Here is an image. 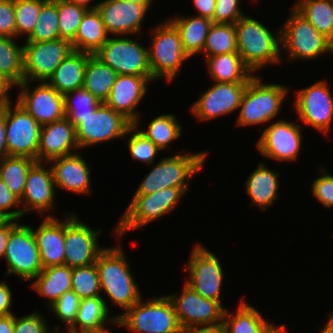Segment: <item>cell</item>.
Masks as SVG:
<instances>
[{"label": "cell", "mask_w": 333, "mask_h": 333, "mask_svg": "<svg viewBox=\"0 0 333 333\" xmlns=\"http://www.w3.org/2000/svg\"><path fill=\"white\" fill-rule=\"evenodd\" d=\"M96 268L100 287L116 304L126 311L141 299V291L131 274L120 246L105 248L97 257Z\"/></svg>", "instance_id": "cell-1"}, {"label": "cell", "mask_w": 333, "mask_h": 333, "mask_svg": "<svg viewBox=\"0 0 333 333\" xmlns=\"http://www.w3.org/2000/svg\"><path fill=\"white\" fill-rule=\"evenodd\" d=\"M235 30L238 54L252 72L281 62V29L274 36L265 25L245 15L235 23Z\"/></svg>", "instance_id": "cell-2"}, {"label": "cell", "mask_w": 333, "mask_h": 333, "mask_svg": "<svg viewBox=\"0 0 333 333\" xmlns=\"http://www.w3.org/2000/svg\"><path fill=\"white\" fill-rule=\"evenodd\" d=\"M207 152L179 154L168 156L153 165L138 186L134 195H149L167 187L182 188L188 191V182L196 172H199L205 162Z\"/></svg>", "instance_id": "cell-3"}, {"label": "cell", "mask_w": 333, "mask_h": 333, "mask_svg": "<svg viewBox=\"0 0 333 333\" xmlns=\"http://www.w3.org/2000/svg\"><path fill=\"white\" fill-rule=\"evenodd\" d=\"M116 318V325L135 333H178L181 327L168 295L147 302L140 299Z\"/></svg>", "instance_id": "cell-4"}, {"label": "cell", "mask_w": 333, "mask_h": 333, "mask_svg": "<svg viewBox=\"0 0 333 333\" xmlns=\"http://www.w3.org/2000/svg\"><path fill=\"white\" fill-rule=\"evenodd\" d=\"M259 76H253L246 87L237 125L249 126L271 121L281 110V103L288 94V88L282 84H264Z\"/></svg>", "instance_id": "cell-5"}, {"label": "cell", "mask_w": 333, "mask_h": 333, "mask_svg": "<svg viewBox=\"0 0 333 333\" xmlns=\"http://www.w3.org/2000/svg\"><path fill=\"white\" fill-rule=\"evenodd\" d=\"M153 36L148 49L152 78H164L170 82L178 76L180 66L190 57L183 49L178 29L170 20L155 27Z\"/></svg>", "instance_id": "cell-6"}, {"label": "cell", "mask_w": 333, "mask_h": 333, "mask_svg": "<svg viewBox=\"0 0 333 333\" xmlns=\"http://www.w3.org/2000/svg\"><path fill=\"white\" fill-rule=\"evenodd\" d=\"M290 17L281 30V49L287 50L290 60L316 59L332 49L329 39L317 29L294 7Z\"/></svg>", "instance_id": "cell-7"}, {"label": "cell", "mask_w": 333, "mask_h": 333, "mask_svg": "<svg viewBox=\"0 0 333 333\" xmlns=\"http://www.w3.org/2000/svg\"><path fill=\"white\" fill-rule=\"evenodd\" d=\"M184 194L182 188L167 187L149 195H134L114 229L115 233L121 236L171 212Z\"/></svg>", "instance_id": "cell-8"}, {"label": "cell", "mask_w": 333, "mask_h": 333, "mask_svg": "<svg viewBox=\"0 0 333 333\" xmlns=\"http://www.w3.org/2000/svg\"><path fill=\"white\" fill-rule=\"evenodd\" d=\"M5 102L6 146L8 156L37 161L41 125L18 103ZM13 108V109H12Z\"/></svg>", "instance_id": "cell-9"}, {"label": "cell", "mask_w": 333, "mask_h": 333, "mask_svg": "<svg viewBox=\"0 0 333 333\" xmlns=\"http://www.w3.org/2000/svg\"><path fill=\"white\" fill-rule=\"evenodd\" d=\"M132 125L123 115L101 103L92 114L79 117V123L75 126L79 148L81 150L114 138H124Z\"/></svg>", "instance_id": "cell-10"}, {"label": "cell", "mask_w": 333, "mask_h": 333, "mask_svg": "<svg viewBox=\"0 0 333 333\" xmlns=\"http://www.w3.org/2000/svg\"><path fill=\"white\" fill-rule=\"evenodd\" d=\"M8 270L22 280H33L42 270L40 254L31 226L19 223L10 231L5 256Z\"/></svg>", "instance_id": "cell-11"}, {"label": "cell", "mask_w": 333, "mask_h": 333, "mask_svg": "<svg viewBox=\"0 0 333 333\" xmlns=\"http://www.w3.org/2000/svg\"><path fill=\"white\" fill-rule=\"evenodd\" d=\"M94 55L118 75L152 76L148 49L132 38H108Z\"/></svg>", "instance_id": "cell-12"}, {"label": "cell", "mask_w": 333, "mask_h": 333, "mask_svg": "<svg viewBox=\"0 0 333 333\" xmlns=\"http://www.w3.org/2000/svg\"><path fill=\"white\" fill-rule=\"evenodd\" d=\"M74 51L67 39L25 42L23 45L24 80L47 82L57 66Z\"/></svg>", "instance_id": "cell-13"}, {"label": "cell", "mask_w": 333, "mask_h": 333, "mask_svg": "<svg viewBox=\"0 0 333 333\" xmlns=\"http://www.w3.org/2000/svg\"><path fill=\"white\" fill-rule=\"evenodd\" d=\"M65 217V261L70 268L84 267L96 263L98 255L105 249L100 248L97 238L101 230L96 231L84 224L75 214Z\"/></svg>", "instance_id": "cell-14"}, {"label": "cell", "mask_w": 333, "mask_h": 333, "mask_svg": "<svg viewBox=\"0 0 333 333\" xmlns=\"http://www.w3.org/2000/svg\"><path fill=\"white\" fill-rule=\"evenodd\" d=\"M192 250L187 264L190 279L186 284L202 297L220 303L223 271L218 258L203 245Z\"/></svg>", "instance_id": "cell-15"}, {"label": "cell", "mask_w": 333, "mask_h": 333, "mask_svg": "<svg viewBox=\"0 0 333 333\" xmlns=\"http://www.w3.org/2000/svg\"><path fill=\"white\" fill-rule=\"evenodd\" d=\"M328 86L323 80L301 89L294 103L298 118L324 134L328 133L333 119V97Z\"/></svg>", "instance_id": "cell-16"}, {"label": "cell", "mask_w": 333, "mask_h": 333, "mask_svg": "<svg viewBox=\"0 0 333 333\" xmlns=\"http://www.w3.org/2000/svg\"><path fill=\"white\" fill-rule=\"evenodd\" d=\"M180 297L168 295L173 303L180 326L223 324L224 306L215 300H209L186 283Z\"/></svg>", "instance_id": "cell-17"}, {"label": "cell", "mask_w": 333, "mask_h": 333, "mask_svg": "<svg viewBox=\"0 0 333 333\" xmlns=\"http://www.w3.org/2000/svg\"><path fill=\"white\" fill-rule=\"evenodd\" d=\"M301 124L279 120L262 131L257 142L261 155L277 161H293L302 145Z\"/></svg>", "instance_id": "cell-18"}, {"label": "cell", "mask_w": 333, "mask_h": 333, "mask_svg": "<svg viewBox=\"0 0 333 333\" xmlns=\"http://www.w3.org/2000/svg\"><path fill=\"white\" fill-rule=\"evenodd\" d=\"M29 81L18 85L21 91L17 103L21 105L41 126L65 117L64 96L47 82H41L30 90Z\"/></svg>", "instance_id": "cell-19"}, {"label": "cell", "mask_w": 333, "mask_h": 333, "mask_svg": "<svg viewBox=\"0 0 333 333\" xmlns=\"http://www.w3.org/2000/svg\"><path fill=\"white\" fill-rule=\"evenodd\" d=\"M248 82L214 84L191 106L200 120H211L239 109Z\"/></svg>", "instance_id": "cell-20"}, {"label": "cell", "mask_w": 333, "mask_h": 333, "mask_svg": "<svg viewBox=\"0 0 333 333\" xmlns=\"http://www.w3.org/2000/svg\"><path fill=\"white\" fill-rule=\"evenodd\" d=\"M97 11L108 33L113 35L138 34L148 8L125 0H103Z\"/></svg>", "instance_id": "cell-21"}, {"label": "cell", "mask_w": 333, "mask_h": 333, "mask_svg": "<svg viewBox=\"0 0 333 333\" xmlns=\"http://www.w3.org/2000/svg\"><path fill=\"white\" fill-rule=\"evenodd\" d=\"M151 81H155L152 76L117 75L105 104L138 127L140 116L135 109Z\"/></svg>", "instance_id": "cell-22"}, {"label": "cell", "mask_w": 333, "mask_h": 333, "mask_svg": "<svg viewBox=\"0 0 333 333\" xmlns=\"http://www.w3.org/2000/svg\"><path fill=\"white\" fill-rule=\"evenodd\" d=\"M46 169L43 162H36L28 171L25 189L20 204H24L22 214L31 210L42 213L43 216L49 209H54L55 183L51 167ZM22 202V203H21ZM27 206V207H26Z\"/></svg>", "instance_id": "cell-23"}, {"label": "cell", "mask_w": 333, "mask_h": 333, "mask_svg": "<svg viewBox=\"0 0 333 333\" xmlns=\"http://www.w3.org/2000/svg\"><path fill=\"white\" fill-rule=\"evenodd\" d=\"M75 126L67 117L41 126L37 162H49L52 159L74 154L78 149Z\"/></svg>", "instance_id": "cell-24"}, {"label": "cell", "mask_w": 333, "mask_h": 333, "mask_svg": "<svg viewBox=\"0 0 333 333\" xmlns=\"http://www.w3.org/2000/svg\"><path fill=\"white\" fill-rule=\"evenodd\" d=\"M51 162V163H50ZM54 164H53V163ZM56 187L77 194H90V169L77 152L49 161ZM53 164V165H52Z\"/></svg>", "instance_id": "cell-25"}, {"label": "cell", "mask_w": 333, "mask_h": 333, "mask_svg": "<svg viewBox=\"0 0 333 333\" xmlns=\"http://www.w3.org/2000/svg\"><path fill=\"white\" fill-rule=\"evenodd\" d=\"M43 269L64 265L65 261V219L46 216L37 230H33Z\"/></svg>", "instance_id": "cell-26"}, {"label": "cell", "mask_w": 333, "mask_h": 333, "mask_svg": "<svg viewBox=\"0 0 333 333\" xmlns=\"http://www.w3.org/2000/svg\"><path fill=\"white\" fill-rule=\"evenodd\" d=\"M91 55L74 50L57 66L47 83L63 95L83 88L85 68Z\"/></svg>", "instance_id": "cell-27"}, {"label": "cell", "mask_w": 333, "mask_h": 333, "mask_svg": "<svg viewBox=\"0 0 333 333\" xmlns=\"http://www.w3.org/2000/svg\"><path fill=\"white\" fill-rule=\"evenodd\" d=\"M109 312V305L102 296L81 299L76 320L70 329L78 333L105 332L108 330L106 323L117 324L116 316L110 317Z\"/></svg>", "instance_id": "cell-28"}, {"label": "cell", "mask_w": 333, "mask_h": 333, "mask_svg": "<svg viewBox=\"0 0 333 333\" xmlns=\"http://www.w3.org/2000/svg\"><path fill=\"white\" fill-rule=\"evenodd\" d=\"M206 64L211 78L219 83L249 82L254 76L238 52L207 56Z\"/></svg>", "instance_id": "cell-29"}, {"label": "cell", "mask_w": 333, "mask_h": 333, "mask_svg": "<svg viewBox=\"0 0 333 333\" xmlns=\"http://www.w3.org/2000/svg\"><path fill=\"white\" fill-rule=\"evenodd\" d=\"M108 34L97 9L87 10L71 43L74 50L94 55L108 40Z\"/></svg>", "instance_id": "cell-30"}, {"label": "cell", "mask_w": 333, "mask_h": 333, "mask_svg": "<svg viewBox=\"0 0 333 333\" xmlns=\"http://www.w3.org/2000/svg\"><path fill=\"white\" fill-rule=\"evenodd\" d=\"M279 173H275L271 169L266 168L263 162L246 180V192L252 199V205H257L266 210L278 198V181Z\"/></svg>", "instance_id": "cell-31"}, {"label": "cell", "mask_w": 333, "mask_h": 333, "mask_svg": "<svg viewBox=\"0 0 333 333\" xmlns=\"http://www.w3.org/2000/svg\"><path fill=\"white\" fill-rule=\"evenodd\" d=\"M232 314L225 309L223 316L224 333H267L274 325L244 300Z\"/></svg>", "instance_id": "cell-32"}, {"label": "cell", "mask_w": 333, "mask_h": 333, "mask_svg": "<svg viewBox=\"0 0 333 333\" xmlns=\"http://www.w3.org/2000/svg\"><path fill=\"white\" fill-rule=\"evenodd\" d=\"M72 268L57 265L44 268L33 280L32 288L52 305L66 291L72 290Z\"/></svg>", "instance_id": "cell-33"}, {"label": "cell", "mask_w": 333, "mask_h": 333, "mask_svg": "<svg viewBox=\"0 0 333 333\" xmlns=\"http://www.w3.org/2000/svg\"><path fill=\"white\" fill-rule=\"evenodd\" d=\"M169 20L178 29L184 51L191 58L193 55L203 53L207 34L213 24L207 17H177Z\"/></svg>", "instance_id": "cell-34"}, {"label": "cell", "mask_w": 333, "mask_h": 333, "mask_svg": "<svg viewBox=\"0 0 333 333\" xmlns=\"http://www.w3.org/2000/svg\"><path fill=\"white\" fill-rule=\"evenodd\" d=\"M117 75L109 65L104 64L95 55H91L85 68L83 88L101 103H105Z\"/></svg>", "instance_id": "cell-35"}, {"label": "cell", "mask_w": 333, "mask_h": 333, "mask_svg": "<svg viewBox=\"0 0 333 333\" xmlns=\"http://www.w3.org/2000/svg\"><path fill=\"white\" fill-rule=\"evenodd\" d=\"M294 8L329 40L333 35V0H297Z\"/></svg>", "instance_id": "cell-36"}, {"label": "cell", "mask_w": 333, "mask_h": 333, "mask_svg": "<svg viewBox=\"0 0 333 333\" xmlns=\"http://www.w3.org/2000/svg\"><path fill=\"white\" fill-rule=\"evenodd\" d=\"M13 39L0 35V74L18 86L24 81L23 46Z\"/></svg>", "instance_id": "cell-37"}, {"label": "cell", "mask_w": 333, "mask_h": 333, "mask_svg": "<svg viewBox=\"0 0 333 333\" xmlns=\"http://www.w3.org/2000/svg\"><path fill=\"white\" fill-rule=\"evenodd\" d=\"M28 157L7 156L0 161V178L19 199L25 189L29 169L36 163Z\"/></svg>", "instance_id": "cell-38"}, {"label": "cell", "mask_w": 333, "mask_h": 333, "mask_svg": "<svg viewBox=\"0 0 333 333\" xmlns=\"http://www.w3.org/2000/svg\"><path fill=\"white\" fill-rule=\"evenodd\" d=\"M138 130L160 150L166 149L182 133V127L173 114H162L149 123L147 130Z\"/></svg>", "instance_id": "cell-39"}, {"label": "cell", "mask_w": 333, "mask_h": 333, "mask_svg": "<svg viewBox=\"0 0 333 333\" xmlns=\"http://www.w3.org/2000/svg\"><path fill=\"white\" fill-rule=\"evenodd\" d=\"M59 38L58 0H47L41 6L34 31L25 42H43Z\"/></svg>", "instance_id": "cell-40"}, {"label": "cell", "mask_w": 333, "mask_h": 333, "mask_svg": "<svg viewBox=\"0 0 333 333\" xmlns=\"http://www.w3.org/2000/svg\"><path fill=\"white\" fill-rule=\"evenodd\" d=\"M205 56L237 51L235 24L213 23L203 49Z\"/></svg>", "instance_id": "cell-41"}, {"label": "cell", "mask_w": 333, "mask_h": 333, "mask_svg": "<svg viewBox=\"0 0 333 333\" xmlns=\"http://www.w3.org/2000/svg\"><path fill=\"white\" fill-rule=\"evenodd\" d=\"M63 96L65 117H67L74 126L79 123V117H86L92 114L101 104L95 96L84 88L65 93Z\"/></svg>", "instance_id": "cell-42"}, {"label": "cell", "mask_w": 333, "mask_h": 333, "mask_svg": "<svg viewBox=\"0 0 333 333\" xmlns=\"http://www.w3.org/2000/svg\"><path fill=\"white\" fill-rule=\"evenodd\" d=\"M72 290L80 299L100 296L101 287L96 264L72 268Z\"/></svg>", "instance_id": "cell-43"}, {"label": "cell", "mask_w": 333, "mask_h": 333, "mask_svg": "<svg viewBox=\"0 0 333 333\" xmlns=\"http://www.w3.org/2000/svg\"><path fill=\"white\" fill-rule=\"evenodd\" d=\"M46 1L47 0H14L16 36L25 34L28 38L31 35L40 15L41 6Z\"/></svg>", "instance_id": "cell-44"}, {"label": "cell", "mask_w": 333, "mask_h": 333, "mask_svg": "<svg viewBox=\"0 0 333 333\" xmlns=\"http://www.w3.org/2000/svg\"><path fill=\"white\" fill-rule=\"evenodd\" d=\"M86 11V8L71 3L68 0H58L60 38L67 39L70 42L75 38Z\"/></svg>", "instance_id": "cell-45"}, {"label": "cell", "mask_w": 333, "mask_h": 333, "mask_svg": "<svg viewBox=\"0 0 333 333\" xmlns=\"http://www.w3.org/2000/svg\"><path fill=\"white\" fill-rule=\"evenodd\" d=\"M132 135L128 138V135ZM123 139L129 140L126 143L129 147L131 157L140 162H145L150 165L154 164V158L161 151L151 140L146 138L139 130L138 127L132 125Z\"/></svg>", "instance_id": "cell-46"}, {"label": "cell", "mask_w": 333, "mask_h": 333, "mask_svg": "<svg viewBox=\"0 0 333 333\" xmlns=\"http://www.w3.org/2000/svg\"><path fill=\"white\" fill-rule=\"evenodd\" d=\"M81 299L73 290L66 291L49 307L54 312L55 316L70 328L77 317L78 308Z\"/></svg>", "instance_id": "cell-47"}, {"label": "cell", "mask_w": 333, "mask_h": 333, "mask_svg": "<svg viewBox=\"0 0 333 333\" xmlns=\"http://www.w3.org/2000/svg\"><path fill=\"white\" fill-rule=\"evenodd\" d=\"M238 4L239 0H216L213 23L235 24L245 16Z\"/></svg>", "instance_id": "cell-48"}, {"label": "cell", "mask_w": 333, "mask_h": 333, "mask_svg": "<svg viewBox=\"0 0 333 333\" xmlns=\"http://www.w3.org/2000/svg\"><path fill=\"white\" fill-rule=\"evenodd\" d=\"M322 176L317 178L312 183V193L319 202L325 207H333V175L326 173L325 169L322 170Z\"/></svg>", "instance_id": "cell-49"}, {"label": "cell", "mask_w": 333, "mask_h": 333, "mask_svg": "<svg viewBox=\"0 0 333 333\" xmlns=\"http://www.w3.org/2000/svg\"><path fill=\"white\" fill-rule=\"evenodd\" d=\"M43 315L31 313L20 318L15 316L13 333H46L48 324Z\"/></svg>", "instance_id": "cell-50"}, {"label": "cell", "mask_w": 333, "mask_h": 333, "mask_svg": "<svg viewBox=\"0 0 333 333\" xmlns=\"http://www.w3.org/2000/svg\"><path fill=\"white\" fill-rule=\"evenodd\" d=\"M0 35L15 38L14 0H0Z\"/></svg>", "instance_id": "cell-51"}, {"label": "cell", "mask_w": 333, "mask_h": 333, "mask_svg": "<svg viewBox=\"0 0 333 333\" xmlns=\"http://www.w3.org/2000/svg\"><path fill=\"white\" fill-rule=\"evenodd\" d=\"M17 205H20L19 198L10 191L5 182L0 178V211L9 219L18 220L24 216L22 209L7 212L8 209Z\"/></svg>", "instance_id": "cell-52"}, {"label": "cell", "mask_w": 333, "mask_h": 333, "mask_svg": "<svg viewBox=\"0 0 333 333\" xmlns=\"http://www.w3.org/2000/svg\"><path fill=\"white\" fill-rule=\"evenodd\" d=\"M12 293L5 281H0V316L13 314L11 312Z\"/></svg>", "instance_id": "cell-53"}, {"label": "cell", "mask_w": 333, "mask_h": 333, "mask_svg": "<svg viewBox=\"0 0 333 333\" xmlns=\"http://www.w3.org/2000/svg\"><path fill=\"white\" fill-rule=\"evenodd\" d=\"M178 333H224L223 324L182 326Z\"/></svg>", "instance_id": "cell-54"}, {"label": "cell", "mask_w": 333, "mask_h": 333, "mask_svg": "<svg viewBox=\"0 0 333 333\" xmlns=\"http://www.w3.org/2000/svg\"><path fill=\"white\" fill-rule=\"evenodd\" d=\"M216 0H193V4L198 10L197 16L207 17L213 22Z\"/></svg>", "instance_id": "cell-55"}, {"label": "cell", "mask_w": 333, "mask_h": 333, "mask_svg": "<svg viewBox=\"0 0 333 333\" xmlns=\"http://www.w3.org/2000/svg\"><path fill=\"white\" fill-rule=\"evenodd\" d=\"M8 156L6 146L5 103L0 106V161Z\"/></svg>", "instance_id": "cell-56"}, {"label": "cell", "mask_w": 333, "mask_h": 333, "mask_svg": "<svg viewBox=\"0 0 333 333\" xmlns=\"http://www.w3.org/2000/svg\"><path fill=\"white\" fill-rule=\"evenodd\" d=\"M17 220L9 219L0 227V257L5 256L6 244L10 231L17 225Z\"/></svg>", "instance_id": "cell-57"}, {"label": "cell", "mask_w": 333, "mask_h": 333, "mask_svg": "<svg viewBox=\"0 0 333 333\" xmlns=\"http://www.w3.org/2000/svg\"><path fill=\"white\" fill-rule=\"evenodd\" d=\"M14 321H15L14 314L0 316V333H13Z\"/></svg>", "instance_id": "cell-58"}, {"label": "cell", "mask_w": 333, "mask_h": 333, "mask_svg": "<svg viewBox=\"0 0 333 333\" xmlns=\"http://www.w3.org/2000/svg\"><path fill=\"white\" fill-rule=\"evenodd\" d=\"M12 84L0 74V106L7 101H10L11 98L7 95L10 88H12Z\"/></svg>", "instance_id": "cell-59"}, {"label": "cell", "mask_w": 333, "mask_h": 333, "mask_svg": "<svg viewBox=\"0 0 333 333\" xmlns=\"http://www.w3.org/2000/svg\"><path fill=\"white\" fill-rule=\"evenodd\" d=\"M69 2L71 3H74L76 5H79L81 7H84L86 8L87 10H94L97 8V6L100 4V3H96L95 5L93 6H88V3L91 1V0H68Z\"/></svg>", "instance_id": "cell-60"}, {"label": "cell", "mask_w": 333, "mask_h": 333, "mask_svg": "<svg viewBox=\"0 0 333 333\" xmlns=\"http://www.w3.org/2000/svg\"><path fill=\"white\" fill-rule=\"evenodd\" d=\"M285 329V325L276 326L274 325L267 333H288Z\"/></svg>", "instance_id": "cell-61"}, {"label": "cell", "mask_w": 333, "mask_h": 333, "mask_svg": "<svg viewBox=\"0 0 333 333\" xmlns=\"http://www.w3.org/2000/svg\"><path fill=\"white\" fill-rule=\"evenodd\" d=\"M321 331L320 333H333V321L330 318H328L325 327Z\"/></svg>", "instance_id": "cell-62"}, {"label": "cell", "mask_w": 333, "mask_h": 333, "mask_svg": "<svg viewBox=\"0 0 333 333\" xmlns=\"http://www.w3.org/2000/svg\"><path fill=\"white\" fill-rule=\"evenodd\" d=\"M125 1H130V2H134L140 5H144L146 6L148 9L150 8L151 4L153 3V0H125Z\"/></svg>", "instance_id": "cell-63"}, {"label": "cell", "mask_w": 333, "mask_h": 333, "mask_svg": "<svg viewBox=\"0 0 333 333\" xmlns=\"http://www.w3.org/2000/svg\"><path fill=\"white\" fill-rule=\"evenodd\" d=\"M58 329H60V326L57 325V326H55V331L54 332L53 331L50 332L49 330H47L46 333H64V332H60ZM67 330H68L67 333H78V332H76V331H74V330H72L70 328H68Z\"/></svg>", "instance_id": "cell-64"}, {"label": "cell", "mask_w": 333, "mask_h": 333, "mask_svg": "<svg viewBox=\"0 0 333 333\" xmlns=\"http://www.w3.org/2000/svg\"><path fill=\"white\" fill-rule=\"evenodd\" d=\"M9 218L0 211V227L4 225Z\"/></svg>", "instance_id": "cell-65"}, {"label": "cell", "mask_w": 333, "mask_h": 333, "mask_svg": "<svg viewBox=\"0 0 333 333\" xmlns=\"http://www.w3.org/2000/svg\"><path fill=\"white\" fill-rule=\"evenodd\" d=\"M330 42V46H331V49H332V52H333V35H332V38L329 40Z\"/></svg>", "instance_id": "cell-66"}, {"label": "cell", "mask_w": 333, "mask_h": 333, "mask_svg": "<svg viewBox=\"0 0 333 333\" xmlns=\"http://www.w3.org/2000/svg\"><path fill=\"white\" fill-rule=\"evenodd\" d=\"M332 313H333V312H332ZM332 313L330 314V317H329V318L333 321V314H332Z\"/></svg>", "instance_id": "cell-67"}]
</instances>
